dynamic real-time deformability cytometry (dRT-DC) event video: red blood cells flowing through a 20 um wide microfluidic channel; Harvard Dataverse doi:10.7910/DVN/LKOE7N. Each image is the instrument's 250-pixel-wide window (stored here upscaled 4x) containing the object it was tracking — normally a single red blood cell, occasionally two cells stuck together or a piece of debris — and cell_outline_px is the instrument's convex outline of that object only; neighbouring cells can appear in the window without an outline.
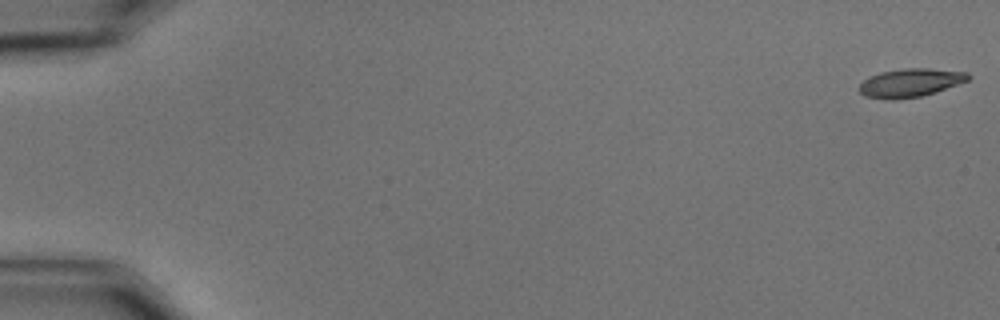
{"species": "common noctule bat (a hibernating species)", "species_latin": "Nyctalus noctula", "temperature_condition": "cold", "stored_images_in_passage": 55, "camera_frame_rate_fps": 3000, "um_per_image_px": 0.085, "animal": {"sex": "male", "body_mass_g": 15.6}, "frame": {"image": 1, "passage_image": 1, "time_ms": 0.0, "image_size_px": [1000, 320], "cell_outline_px": [[972, 76], [968, 80], [936, 92], [920, 96], [892, 100], [864, 96], [860, 92], [860, 84], [868, 76], [880, 72], [904, 68], [928, 68], [968, 72]], "centroid_in_image_um": [77.38, 7.02], "position_along_channel_um": 7.6, "area_um2": 18.03}}
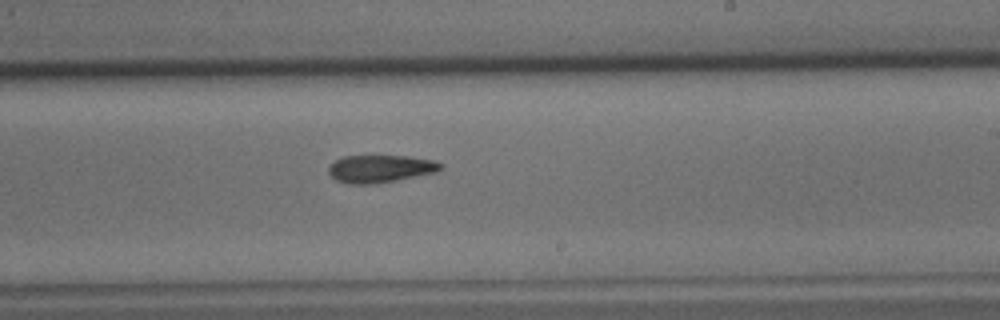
{"frame": {"image": 2, "passage_image": 36, "time_ms": 11.667, "image_size_px": [1000, 320], "cell_outline_px": [[444, 168], [436, 172], [396, 180], [372, 184], [348, 184], [336, 180], [328, 172], [328, 168], [336, 160], [344, 156], [408, 156], [436, 160], [444, 164]], "centroid_in_image_um": [32.37, 14.34], "position_along_channel_um": 256.6, "area_um2": 18.03}}
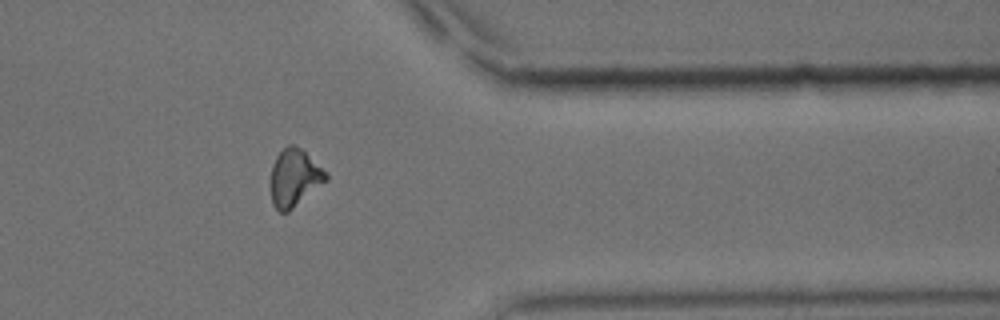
{"frame": {"image": 3, "passage_image": 48, "time_ms": 15.667, "image_size_px": [1000, 320], "cell_outline_px": [[328, 180], [288, 212], [280, 212], [272, 204], [272, 164], [276, 156], [288, 144], [292, 144], [300, 148], [328, 172]], "centroid_in_image_um": [25.06, 15.11], "position_along_channel_um": 386.3, "area_um2": 18.32}}